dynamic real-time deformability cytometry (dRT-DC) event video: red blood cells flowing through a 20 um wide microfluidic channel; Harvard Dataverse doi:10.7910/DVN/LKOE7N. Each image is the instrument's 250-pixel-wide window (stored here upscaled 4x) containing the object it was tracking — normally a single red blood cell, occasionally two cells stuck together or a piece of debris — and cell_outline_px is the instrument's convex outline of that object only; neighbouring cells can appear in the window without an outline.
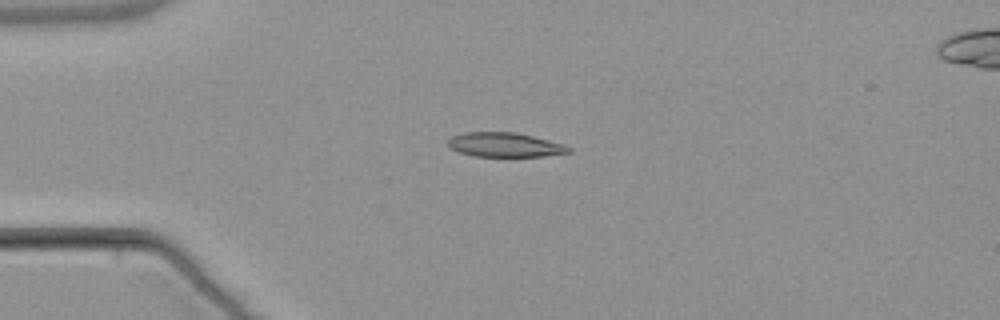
{"species": "common noctule bat (a hibernating species)", "species_latin": "Nyctalus noctula", "temperature_condition": "warm", "stored_images_in_passage": 5, "camera_frame_rate_fps": 3000, "um_per_image_px": 0.085, "animal": {"sex": "male", "body_mass_g": 21.5, "forearm_length_mm": 52.0}, "frame": {"image": 1, "passage_image": 3, "time_ms": 3.0, "image_size_px": [1000, 320], "cell_outline_px": [[572, 152], [544, 156], [476, 156], [460, 152], [452, 148], [448, 144], [448, 140], [452, 136], [464, 132], [516, 132], [564, 144], [572, 148]], "centroid_in_image_um": [42.94, 12.3], "position_along_channel_um": 42.1, "area_um2": 16.99}}